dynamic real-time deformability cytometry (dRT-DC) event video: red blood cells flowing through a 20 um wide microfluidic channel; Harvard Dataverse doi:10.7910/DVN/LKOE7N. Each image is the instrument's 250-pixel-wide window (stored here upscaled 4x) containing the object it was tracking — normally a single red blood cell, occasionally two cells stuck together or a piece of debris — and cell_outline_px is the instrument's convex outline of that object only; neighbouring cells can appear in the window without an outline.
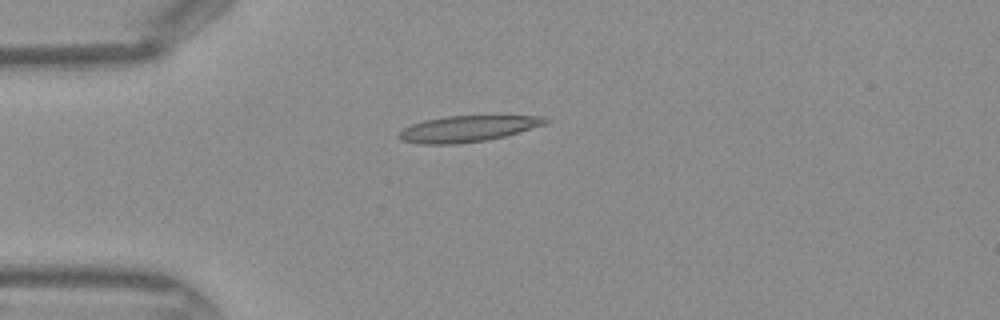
{"species": "Egyptian fruit bat (a non-hibernating species)", "species_latin": "Rousettus aegyptiacus", "temperature_condition": "warm", "stored_images_in_passage": 33, "camera_frame_rate_fps": 3000, "um_per_image_px": 0.085, "frame": {"image": 1, "passage_image": 1, "time_ms": 0.0, "image_size_px": [1000, 320], "cell_outline_px": [[552, 120], [544, 124], [504, 136], [488, 140], [460, 144], [420, 144], [400, 140], [396, 136], [404, 128], [412, 124], [424, 120], [448, 116], [544, 116]], "centroid_in_image_um": [39.71, 10.95], "position_along_channel_um": 45.3, "area_um2": 22.2}}
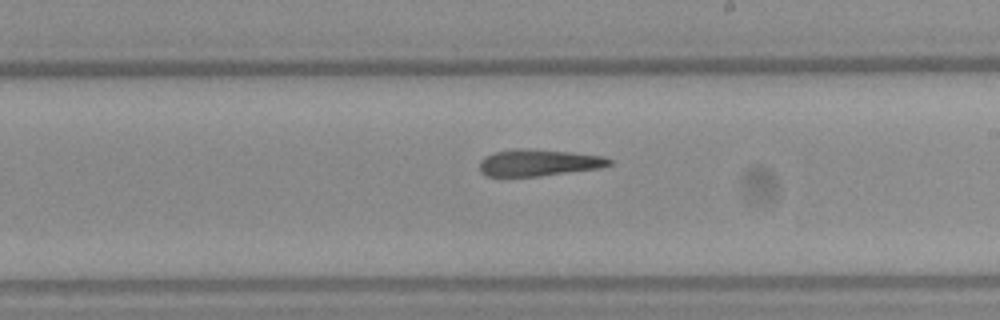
{"frame": {"image": 2, "passage_image": 15, "time_ms": 4.667, "image_size_px": [1000, 320], "cell_outline_px": [[612, 164], [600, 168], [540, 176], [488, 176], [480, 172], [480, 160], [484, 156], [496, 152], [516, 148], [524, 148], [572, 152], [604, 156], [612, 160]], "centroid_in_image_um": [45.79, 13.82], "position_along_channel_um": 243.2, "area_um2": 20.23}}
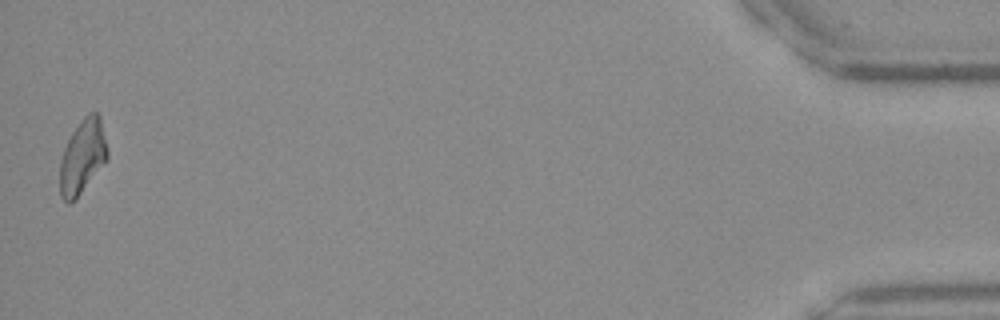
{"frame": {"image": 3, "passage_image": 33, "time_ms": 10.667, "image_size_px": [1000, 320], "cell_outline_px": [[108, 156], [76, 200], [68, 204], [60, 196], [60, 160], [64, 148], [72, 132], [80, 120], [88, 112], [96, 112], [100, 116], [108, 148]], "centroid_in_image_um": [7.0, 13.3], "position_along_channel_um": 428.2, "area_um2": 20.46}}